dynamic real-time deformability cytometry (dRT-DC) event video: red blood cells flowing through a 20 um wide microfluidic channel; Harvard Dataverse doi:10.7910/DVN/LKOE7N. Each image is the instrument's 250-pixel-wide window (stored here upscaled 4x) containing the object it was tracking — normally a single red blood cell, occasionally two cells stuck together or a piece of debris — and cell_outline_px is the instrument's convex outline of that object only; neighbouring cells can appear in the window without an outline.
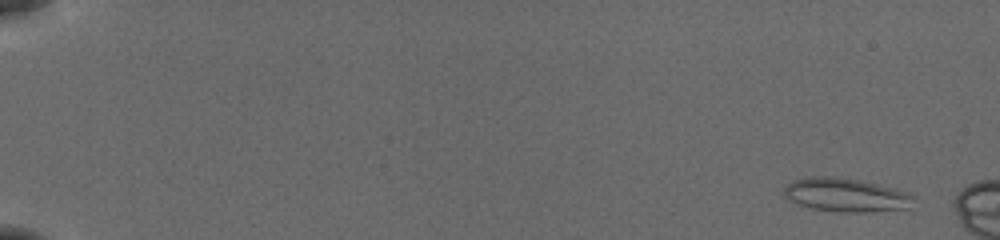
{"species": "common noctule bat (a hibernating species)", "species_latin": "Nyctalus noctula", "temperature_condition": "cold", "stored_images_in_passage": 53, "camera_frame_rate_fps": 3000, "um_per_image_px": 0.085, "animal": {"sex": "female", "body_mass_g": 19.5, "forearm_length_mm": 54.1}, "frame": {"image": 1, "passage_image": 4, "time_ms": 1.0, "image_size_px": [1000, 240], "cell_outline_px": [[916, 196], [908, 208], [872, 212], [836, 212], [812, 208], [796, 204], [788, 200], [784, 196], [784, 188], [792, 180], [808, 176], [832, 176], [856, 180], [896, 188], [908, 192]], "centroid_in_image_um": [71.88, 16.58], "position_along_channel_um": 13.1, "area_um2": 25.61}}
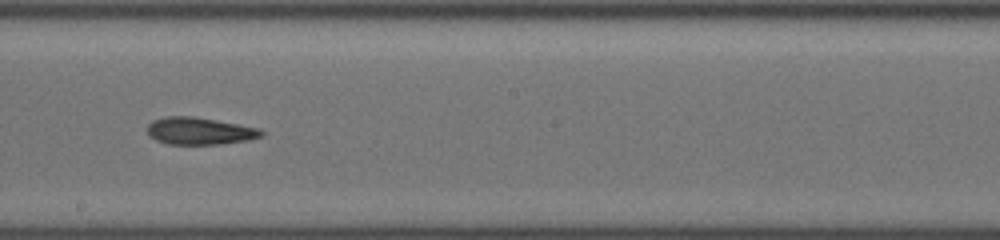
{"frame": {"image": 2, "passage_image": 34, "time_ms": 11.0, "image_size_px": [1000, 240], "cell_outline_px": [[264, 136], [248, 140], [220, 144], [168, 144], [156, 140], [148, 136], [148, 124], [152, 120], [164, 116], [192, 116], [216, 120], [260, 128], [264, 132]], "centroid_in_image_um": [16.96, 11.13], "position_along_channel_um": 231.2, "area_um2": 18.21}}
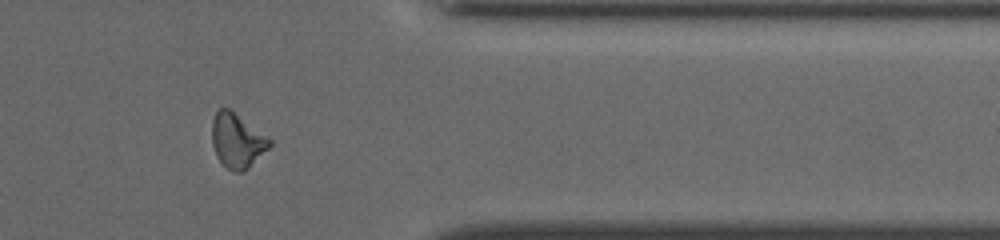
{"frame": {"image": 3, "passage_image": 47, "time_ms": 15.333, "image_size_px": [1000, 240], "cell_outline_px": [[272, 144], [244, 172], [232, 172], [216, 156], [212, 144], [212, 120], [216, 112], [220, 108], [228, 108], [272, 140]], "centroid_in_image_um": [20.14, 11.97], "position_along_channel_um": 391.3, "area_um2": 17.98}}